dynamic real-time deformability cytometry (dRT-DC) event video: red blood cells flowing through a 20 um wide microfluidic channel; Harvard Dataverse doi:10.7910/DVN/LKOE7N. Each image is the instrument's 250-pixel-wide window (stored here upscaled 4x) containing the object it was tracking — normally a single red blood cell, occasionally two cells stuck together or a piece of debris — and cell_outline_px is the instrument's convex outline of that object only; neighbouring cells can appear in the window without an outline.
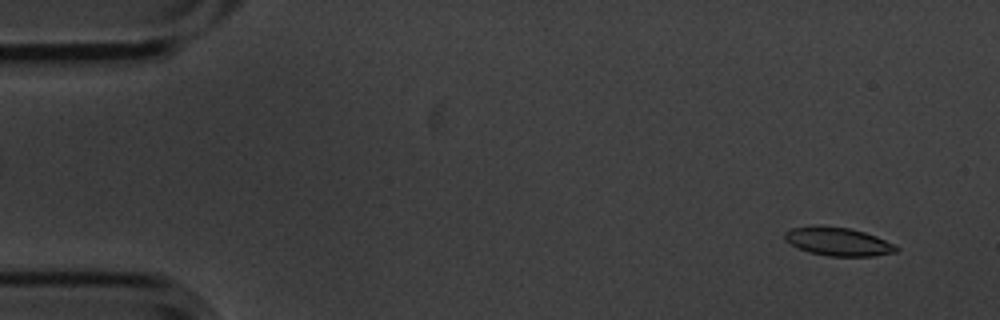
{"species": "common noctule bat (a hibernating species)", "species_latin": "Nyctalus noctula", "temperature_condition": "cold", "stored_images_in_passage": 6, "camera_frame_rate_fps": 3000, "um_per_image_px": 0.085, "animal": {"sex": "male", "body_mass_g": 20.1, "forearm_length_mm": 53.5}, "frame": {"image": 1, "passage_image": 2, "time_ms": 0.333, "image_size_px": [1000, 320], "cell_outline_px": [[900, 248], [896, 252], [872, 256], [828, 256], [808, 252], [784, 240], [784, 232], [792, 228], [848, 228], [864, 232], [876, 236], [896, 244]], "centroid_in_image_um": [71.31, 20.58], "position_along_channel_um": 13.7, "area_um2": 17.8}}
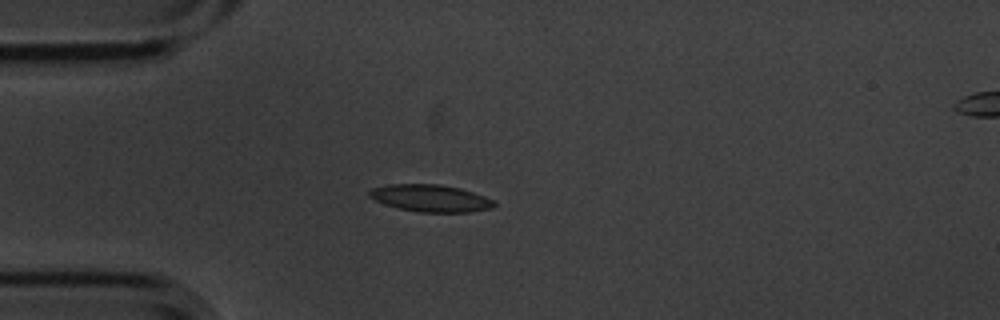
{"frame": {"image": 2, "passage_image": 5, "time_ms": 1.333, "image_size_px": [1000, 320], "cell_outline_px": [[496, 204], [492, 208], [468, 212], [420, 212], [396, 208], [384, 204], [368, 196], [368, 192], [372, 188], [388, 184], [440, 184], [460, 188], [484, 196], [492, 200]], "centroid_in_image_um": [36.56, 16.84], "position_along_channel_um": 48.4, "area_um2": 19.71}}